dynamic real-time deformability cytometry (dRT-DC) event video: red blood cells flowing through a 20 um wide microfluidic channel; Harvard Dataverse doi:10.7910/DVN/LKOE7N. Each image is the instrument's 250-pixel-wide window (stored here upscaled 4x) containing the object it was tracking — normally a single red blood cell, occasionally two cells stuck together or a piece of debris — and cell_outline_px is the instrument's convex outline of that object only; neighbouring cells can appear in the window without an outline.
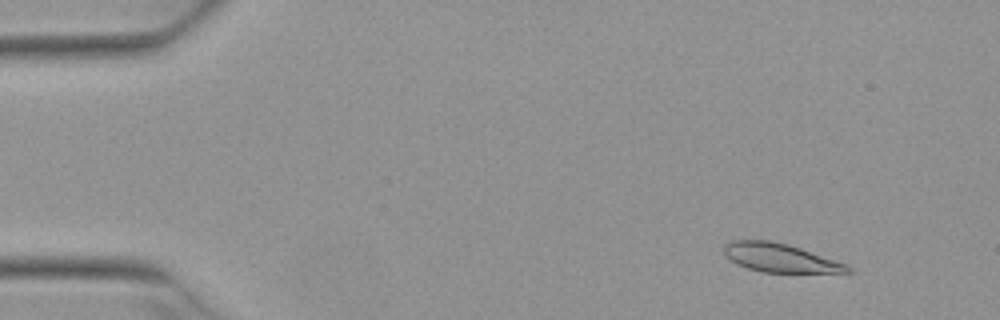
{"species": "Egyptian fruit bat (a non-hibernating species)", "species_latin": "Rousettus aegyptiacus", "temperature_condition": "warm", "stored_images_in_passage": 4, "camera_frame_rate_fps": 3000, "um_per_image_px": 0.085, "animal": {"sex": "female"}, "frame": {"image": 1, "passage_image": 2, "time_ms": 0.333, "image_size_px": [1000, 320], "cell_outline_px": [[856, 272], [760, 272], [736, 264], [724, 252], [724, 244], [728, 240], [768, 240], [788, 244], [848, 264]], "centroid_in_image_um": [66.32, 21.91], "position_along_channel_um": 18.7, "area_um2": 20.58}}